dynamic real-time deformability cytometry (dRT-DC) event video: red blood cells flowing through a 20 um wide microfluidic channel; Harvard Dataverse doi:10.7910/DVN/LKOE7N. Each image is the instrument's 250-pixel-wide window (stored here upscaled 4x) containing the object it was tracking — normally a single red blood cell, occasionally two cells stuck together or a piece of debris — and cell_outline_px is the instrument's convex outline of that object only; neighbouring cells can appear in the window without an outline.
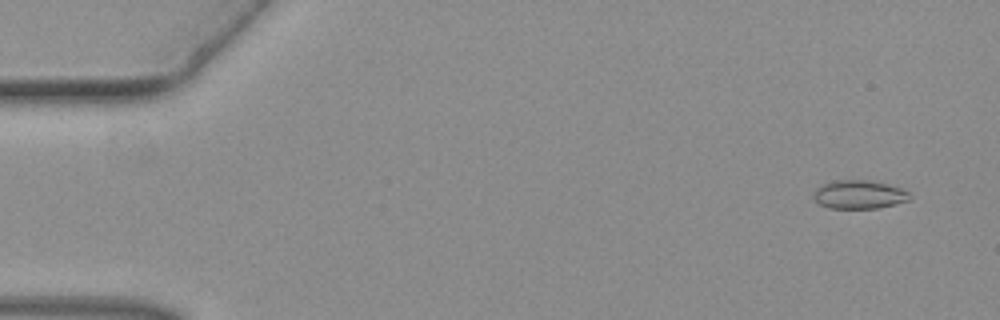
{"species": "common noctule bat (a hibernating species)", "species_latin": "Nyctalus noctula", "temperature_condition": "warm", "stored_images_in_passage": 49, "camera_frame_rate_fps": 3000, "um_per_image_px": 0.085, "animal": {"sex": "female", "body_mass_g": 19.3, "forearm_length_mm": 54.1}, "frame": {"image": 1, "passage_image": 3, "time_ms": 0.667, "image_size_px": [1000, 320], "cell_outline_px": [[912, 196], [908, 200], [896, 204], [880, 208], [828, 208], [820, 204], [812, 196], [816, 188], [820, 184], [832, 180], [872, 180], [888, 184], [900, 188], [908, 192]], "centroid_in_image_um": [73.01, 16.52], "position_along_channel_um": 12.0, "area_um2": 16.18}}
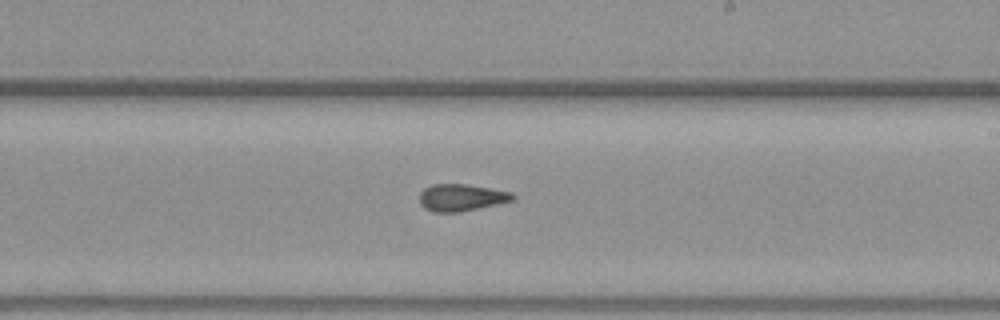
{"frame": {"image": 2, "passage_image": 29, "time_ms": 9.333, "image_size_px": [1000, 320], "cell_outline_px": [[516, 196], [512, 200], [496, 204], [460, 212], [432, 212], [424, 208], [420, 204], [420, 192], [424, 188], [432, 184], [464, 184], [512, 192]], "centroid_in_image_um": [39.17, 16.79], "position_along_channel_um": 249.8, "area_um2": 14.57}}
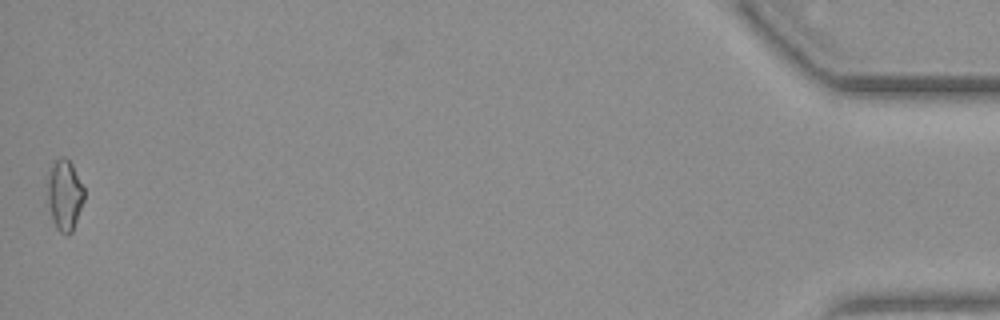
{"frame": {"image": 3, "passage_image": 49, "time_ms": 16.0, "image_size_px": [1000, 320], "cell_outline_px": [[84, 200], [72, 232], [68, 236], [60, 232], [56, 228], [52, 220], [48, 200], [48, 180], [52, 168], [56, 160], [60, 156], [64, 156], [72, 164], [84, 188]], "centroid_in_image_um": [5.51, 16.61], "position_along_channel_um": 429.7, "area_um2": 14.85}}